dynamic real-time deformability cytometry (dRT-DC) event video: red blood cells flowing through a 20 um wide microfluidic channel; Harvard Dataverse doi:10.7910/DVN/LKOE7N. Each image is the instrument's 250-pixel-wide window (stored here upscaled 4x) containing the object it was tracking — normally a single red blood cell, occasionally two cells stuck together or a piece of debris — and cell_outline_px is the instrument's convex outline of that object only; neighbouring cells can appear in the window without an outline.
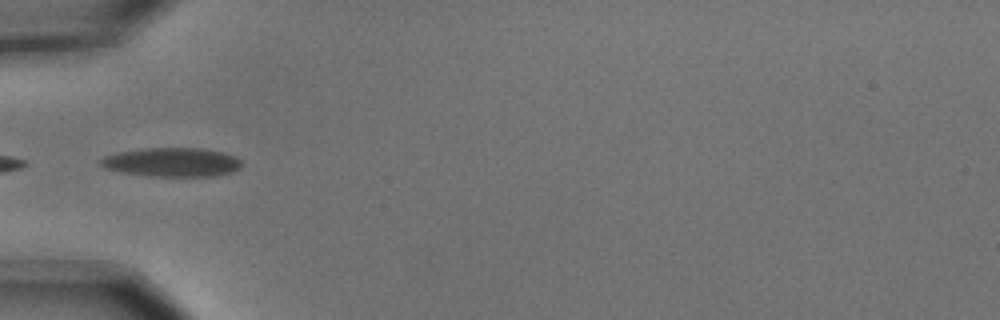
{"species": "common noctule bat (a hibernating species)", "species_latin": "Nyctalus noctula", "temperature_condition": "cold", "stored_images_in_passage": 3, "camera_frame_rate_fps": 3000, "um_per_image_px": 0.085, "animal": {"sex": "male", "body_mass_g": 15.6}, "frame": {"image": 1, "passage_image": 1, "time_ms": 0.0, "image_size_px": [1000, 320], "cell_outline_px": [[240, 168], [232, 172], [216, 176], [156, 176], [120, 172], [104, 168], [100, 164], [100, 160], [104, 156], [116, 152], [144, 148], [204, 148], [236, 156], [240, 160]], "centroid_in_image_um": [14.6, 13.78], "position_along_channel_um": 70.4, "area_um2": 23.81}}
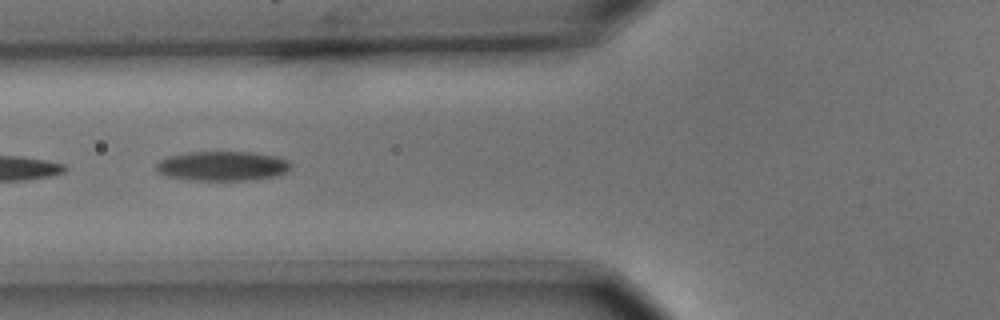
{"frame": {"image": 2, "passage_image": 2, "time_ms": 0.333, "image_size_px": [1000, 320], "cell_outline_px": [[292, 164], [284, 172], [276, 176], [252, 180], [188, 180], [168, 176], [160, 172], [156, 168], [156, 164], [160, 160], [168, 156], [188, 152], [252, 152], [272, 156], [288, 160]], "centroid_in_image_um": [18.89, 14.11], "position_along_channel_um": 106.9, "area_um2": 23.0}}
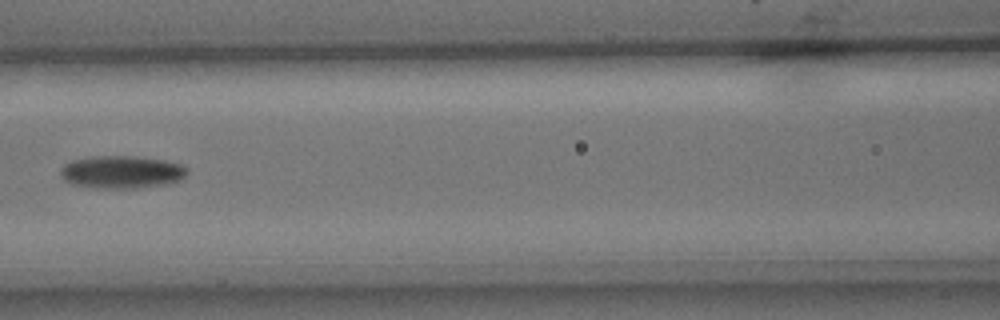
{"frame": {"image": 3, "passage_image": 3, "time_ms": 0.667, "image_size_px": [1000, 320], "cell_outline_px": [[188, 172], [180, 180], [168, 184], [136, 188], [96, 188], [72, 184], [64, 180], [60, 176], [60, 168], [64, 164], [72, 160], [92, 156], [132, 156], [164, 160], [180, 164], [188, 168]], "centroid_in_image_um": [10.32, 14.62], "position_along_channel_um": 156.3, "area_um2": 24.28}}